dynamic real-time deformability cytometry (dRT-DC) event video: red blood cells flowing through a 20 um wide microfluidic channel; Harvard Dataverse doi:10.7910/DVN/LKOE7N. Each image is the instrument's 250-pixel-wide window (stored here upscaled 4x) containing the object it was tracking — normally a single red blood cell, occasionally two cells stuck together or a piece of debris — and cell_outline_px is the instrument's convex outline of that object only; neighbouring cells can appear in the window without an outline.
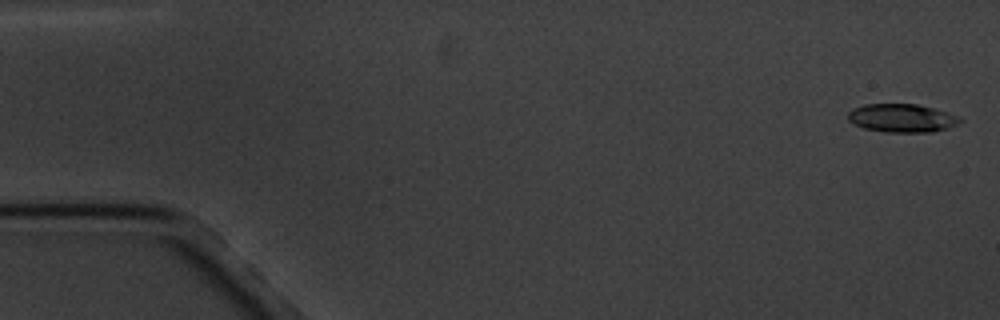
{"species": "common noctule bat (a hibernating species)", "species_latin": "Nyctalus noctula", "temperature_condition": "cold", "stored_images_in_passage": 5, "camera_frame_rate_fps": 3000, "um_per_image_px": 0.085, "animal": {"sex": "male", "body_mass_g": 20.1, "forearm_length_mm": 53.5}, "frame": {"image": 1, "passage_image": 1, "time_ms": 0.0, "image_size_px": [1000, 320], "cell_outline_px": [[964, 120], [948, 128], [932, 132], [884, 132], [864, 128], [852, 124], [848, 120], [848, 112], [852, 108], [864, 104], [916, 104], [932, 108], [956, 116]], "centroid_in_image_um": [76.6, 10.04], "position_along_channel_um": 8.4, "area_um2": 18.44}}
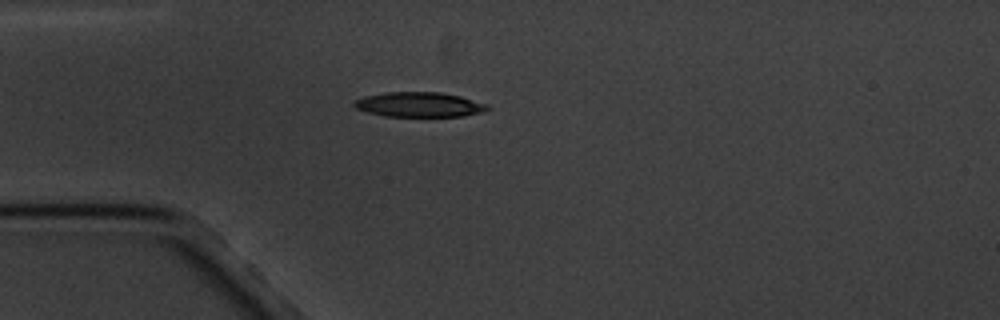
{"frame": {"image": 2, "passage_image": 5, "time_ms": 4.667, "image_size_px": [1000, 320], "cell_outline_px": [[488, 108], [484, 112], [464, 116], [384, 116], [368, 112], [356, 108], [352, 104], [356, 100], [364, 96], [384, 92], [440, 92], [460, 96], [488, 104]], "centroid_in_image_um": [35.64, 8.88], "position_along_channel_um": 49.4, "area_um2": 19.25}}